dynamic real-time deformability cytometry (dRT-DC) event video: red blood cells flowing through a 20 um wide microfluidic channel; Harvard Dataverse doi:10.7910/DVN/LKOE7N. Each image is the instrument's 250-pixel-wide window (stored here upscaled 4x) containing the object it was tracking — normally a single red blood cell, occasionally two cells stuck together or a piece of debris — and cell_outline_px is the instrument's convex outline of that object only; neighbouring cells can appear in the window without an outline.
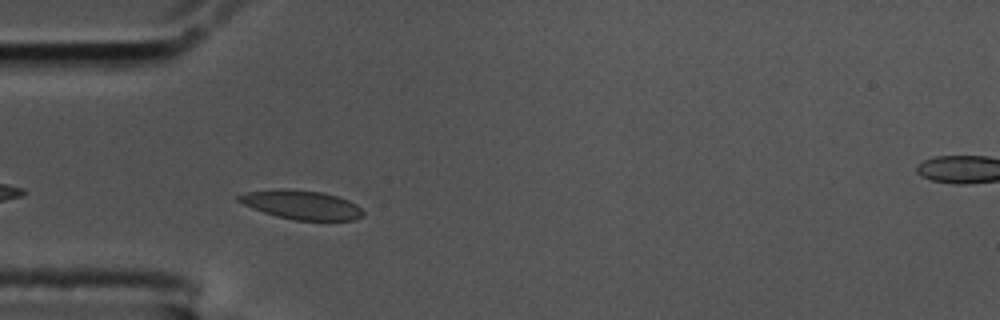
{"species": "common noctule bat (a hibernating species)", "species_latin": "Nyctalus noctula", "temperature_condition": "cold", "stored_images_in_passage": 44, "camera_frame_rate_fps": 3000, "um_per_image_px": 0.085, "animal": {"sex": "male", "body_mass_g": 17.5, "forearm_length_mm": 52.3}, "frame": {"image": 1, "passage_image": 3, "time_ms": 0.667, "image_size_px": [1000, 320], "cell_outline_px": [[364, 212], [360, 216], [352, 220], [292, 220], [276, 216], [264, 212], [244, 204], [236, 200], [236, 196], [244, 192], [276, 188], [288, 188], [320, 192], [336, 196], [348, 200], [356, 204]], "centroid_in_image_um": [25.56, 17.39], "position_along_channel_um": 59.4, "area_um2": 20.98}}
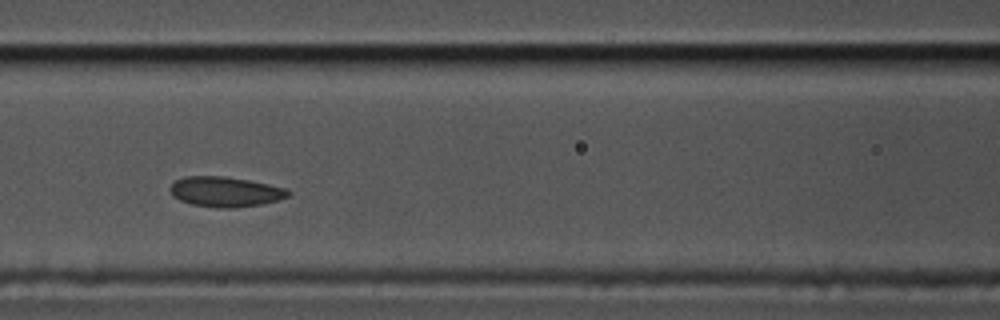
{"frame": {"image": 2, "passage_image": 11, "time_ms": 3.333, "image_size_px": [1000, 320], "cell_outline_px": [[288, 196], [280, 200], [260, 204], [232, 208], [216, 208], [192, 204], [180, 200], [172, 196], [172, 184], [176, 180], [184, 176], [224, 176], [248, 180], [288, 188]], "centroid_in_image_um": [19.16, 16.3], "position_along_channel_um": 147.4, "area_um2": 20.58}}
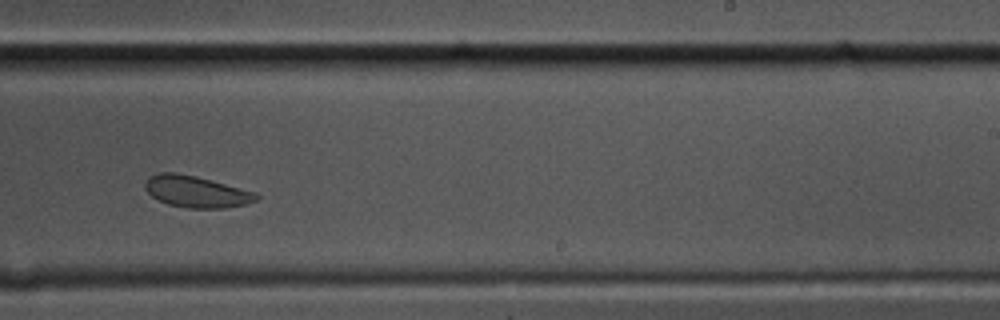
{"frame": {"image": 3, "passage_image": 22, "time_ms": 7.0, "image_size_px": [1000, 320], "cell_outline_px": [[260, 196], [256, 200], [244, 204], [224, 208], [188, 208], [168, 204], [152, 196], [144, 188], [144, 184], [148, 176], [160, 172], [176, 172], [196, 176], [256, 192]], "centroid_in_image_um": [16.66, 16.28], "position_along_channel_um": 272.3, "area_um2": 20.4}, "authors_computed_cell_mechanics": {"area_um2": 21.097, "velocity_mm_per_s": 3.4197, "shape_relaxation_time_tau1_ms": 6.2174, "shape_relaxation_time_tau2_ms": 3.7701, "deformation_change_tau1": 0.0959, "deformation_change_tau2": 0.0541}}